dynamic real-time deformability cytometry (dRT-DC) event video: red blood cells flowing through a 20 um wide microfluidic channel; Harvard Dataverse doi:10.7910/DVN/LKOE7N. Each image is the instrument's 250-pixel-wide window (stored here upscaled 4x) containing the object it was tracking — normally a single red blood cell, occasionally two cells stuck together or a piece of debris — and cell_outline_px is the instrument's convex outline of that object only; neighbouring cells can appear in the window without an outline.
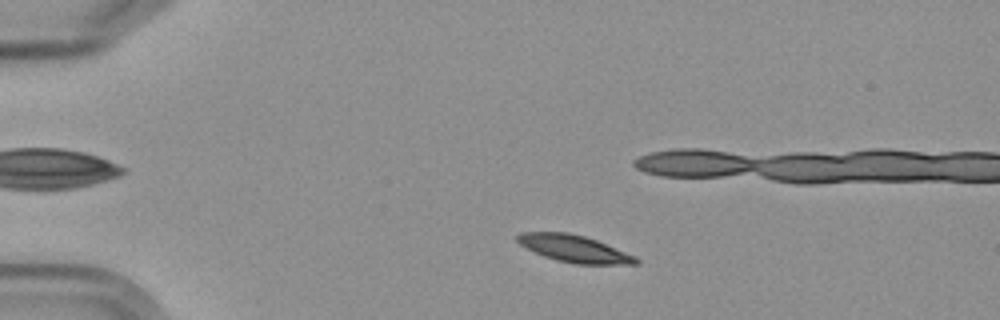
{"species": "Egyptian fruit bat (a non-hibernating species)", "species_latin": "Rousettus aegyptiacus", "temperature_condition": "cold", "stored_images_in_passage": 4, "camera_frame_rate_fps": 3000, "um_per_image_px": 0.085, "frame": {"image": 1, "passage_image": 2, "time_ms": 1.0, "image_size_px": [1000, 320], "cell_outline_px": [[640, 264], [572, 264], [556, 260], [544, 256], [520, 244], [516, 240], [516, 236], [520, 232], [568, 232], [584, 236], [596, 240], [636, 256], [640, 260]], "centroid_in_image_um": [48.83, 21.14], "position_along_channel_um": 36.2, "area_um2": 18.67}}